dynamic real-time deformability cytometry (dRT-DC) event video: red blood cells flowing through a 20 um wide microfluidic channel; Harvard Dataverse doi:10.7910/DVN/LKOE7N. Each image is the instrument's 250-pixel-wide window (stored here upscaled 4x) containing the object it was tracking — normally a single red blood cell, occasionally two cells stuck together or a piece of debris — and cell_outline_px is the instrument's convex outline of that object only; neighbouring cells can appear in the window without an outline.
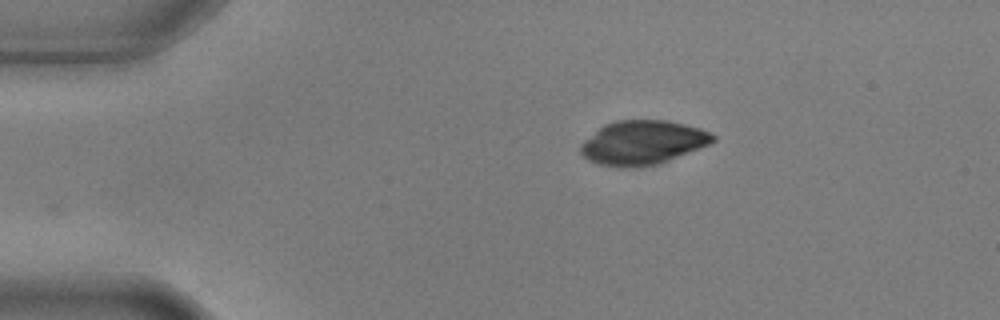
{"species": "common noctule bat (a hibernating species)", "species_latin": "Nyctalus noctula", "temperature_condition": "warm", "stored_images_in_passage": 6, "camera_frame_rate_fps": 3000, "um_per_image_px": 0.085, "animal": {"sex": "male", "body_mass_g": 17.9, "forearm_length_mm": 54.2}, "frame": {"image": 1, "passage_image": 6, "time_ms": 1.667, "image_size_px": [1000, 320], "cell_outline_px": [[716, 140], [708, 144], [660, 164], [620, 168], [600, 164], [588, 160], [580, 152], [580, 144], [584, 140], [604, 124], [616, 120], [668, 120], [700, 128], [716, 136]], "centroid_in_image_um": [54.61, 12.11], "position_along_channel_um": 30.4, "area_um2": 33.87}}